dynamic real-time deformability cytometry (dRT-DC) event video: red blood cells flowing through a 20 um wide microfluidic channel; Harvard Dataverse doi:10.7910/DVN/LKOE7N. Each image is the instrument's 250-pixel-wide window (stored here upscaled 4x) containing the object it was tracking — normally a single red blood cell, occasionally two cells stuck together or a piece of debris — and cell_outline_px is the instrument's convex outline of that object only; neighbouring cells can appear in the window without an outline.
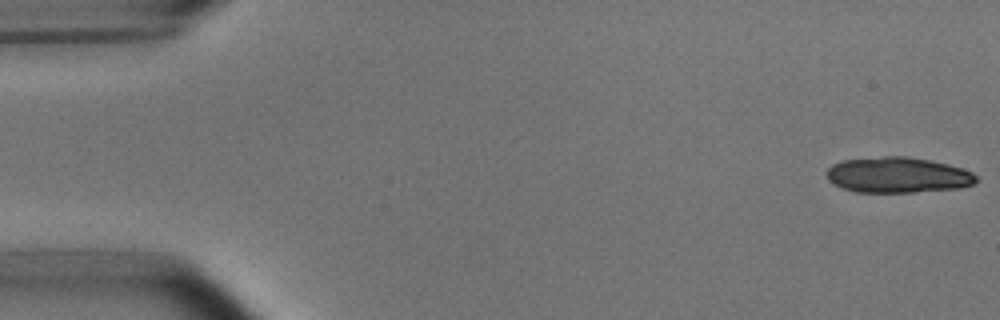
{"species": "common noctule bat (a hibernating species)", "species_latin": "Nyctalus noctula", "temperature_condition": "room temperature", "stored_images_in_passage": 18, "camera_frame_rate_fps": 3000, "um_per_image_px": 0.085, "animal": {"sex": "male", "body_mass_g": 15.6}, "frame": {"image": 1, "passage_image": 1, "time_ms": 0.0, "image_size_px": [1000, 320], "cell_outline_px": [[976, 180], [972, 184], [960, 188], [916, 192], [856, 192], [840, 188], [828, 180], [828, 168], [832, 164], [844, 160], [884, 156], [904, 156], [932, 160], [948, 164], [972, 172], [976, 176]], "centroid_in_image_um": [76.29, 14.88], "position_along_channel_um": 8.7, "area_um2": 31.04}}